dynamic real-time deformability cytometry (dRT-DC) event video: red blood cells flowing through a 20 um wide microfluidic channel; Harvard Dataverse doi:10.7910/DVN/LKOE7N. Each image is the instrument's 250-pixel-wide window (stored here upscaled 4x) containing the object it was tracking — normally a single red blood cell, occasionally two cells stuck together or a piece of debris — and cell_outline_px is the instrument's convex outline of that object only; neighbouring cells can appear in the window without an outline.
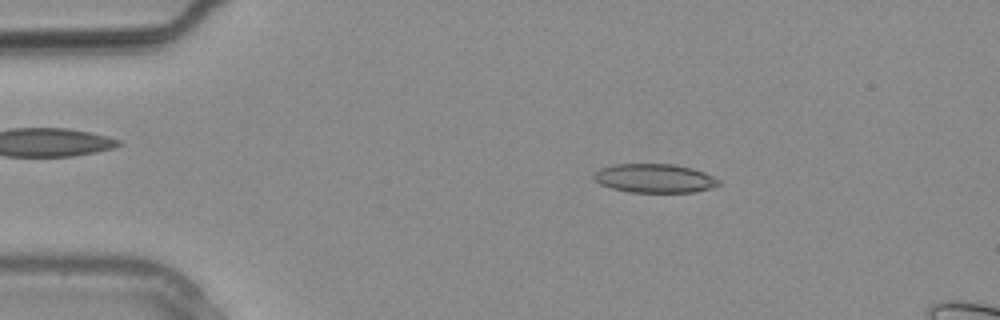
{"species": "common noctule bat (a hibernating species)", "species_latin": "Nyctalus noctula", "temperature_condition": "warm", "stored_images_in_passage": 9, "camera_frame_rate_fps": 3000, "um_per_image_px": 0.085, "animal": {"sex": "male", "body_mass_g": 20.4}, "frame": {"image": 1, "passage_image": 2, "time_ms": 0.333, "image_size_px": [1000, 320], "cell_outline_px": [[720, 184], [712, 188], [696, 192], [628, 192], [612, 188], [600, 184], [592, 176], [592, 172], [600, 168], [612, 164], [672, 164], [692, 168], [704, 172], [720, 180]], "centroid_in_image_um": [55.62, 15.15], "position_along_channel_um": 29.4, "area_um2": 21.15}}